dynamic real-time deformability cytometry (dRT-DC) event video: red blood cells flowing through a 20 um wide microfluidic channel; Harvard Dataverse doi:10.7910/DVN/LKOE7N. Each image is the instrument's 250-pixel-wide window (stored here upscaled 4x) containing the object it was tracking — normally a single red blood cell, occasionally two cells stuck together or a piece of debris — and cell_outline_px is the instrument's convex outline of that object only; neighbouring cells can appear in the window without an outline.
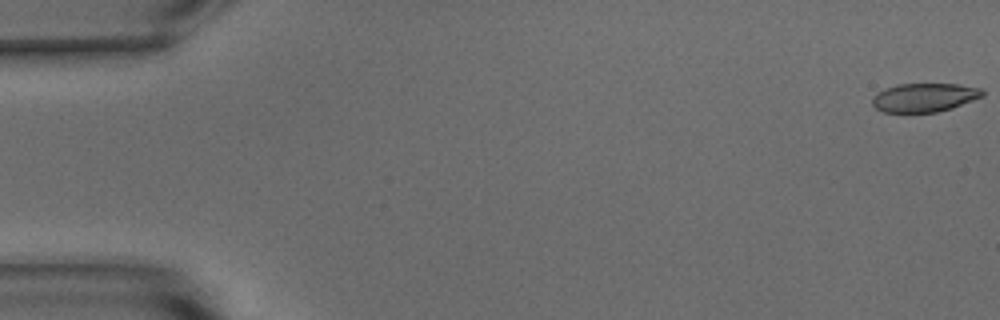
{"species": "common noctule bat (a hibernating species)", "species_latin": "Nyctalus noctula", "temperature_condition": "warm", "stored_images_in_passage": 54, "camera_frame_rate_fps": 3000, "um_per_image_px": 0.085, "animal": {"sex": "male", "body_mass_g": 15.6}, "frame": {"image": 1, "passage_image": 1, "time_ms": 0.0, "image_size_px": [1000, 320], "cell_outline_px": [[984, 96], [952, 108], [936, 112], [884, 112], [876, 108], [872, 104], [872, 100], [880, 92], [896, 84], [956, 84], [984, 88]], "centroid_in_image_um": [78.64, 8.28], "position_along_channel_um": 6.4, "area_um2": 18.26}}
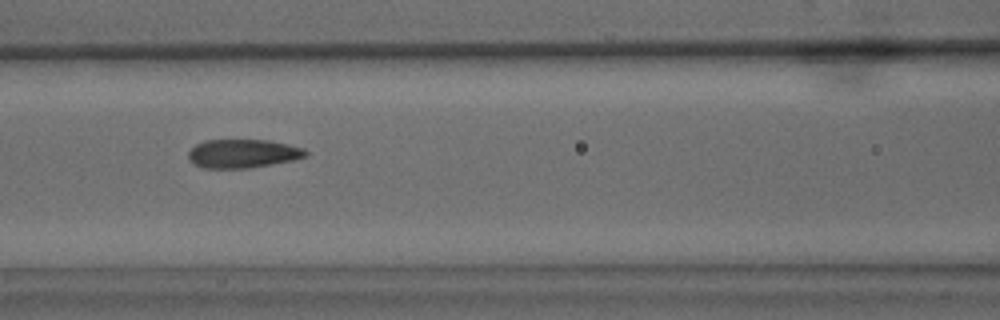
{"frame": {"image": 2, "passage_image": 24, "time_ms": 7.667, "image_size_px": [1000, 320], "cell_outline_px": [[308, 156], [292, 160], [252, 168], [204, 168], [192, 164], [188, 156], [188, 152], [196, 144], [204, 140], [268, 140], [288, 144], [304, 148], [308, 152]], "centroid_in_image_um": [20.64, 13.05], "position_along_channel_um": 146.0, "area_um2": 19.71}}
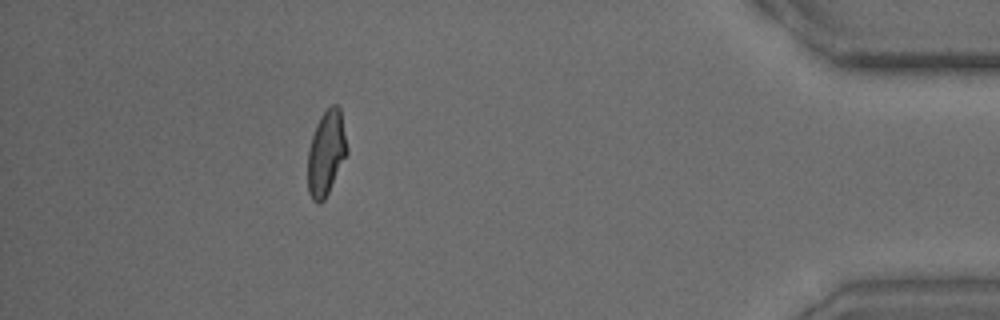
{"frame": {"image": 3, "passage_image": 49, "time_ms": 16.0, "image_size_px": [1000, 320], "cell_outline_px": [[348, 152], [324, 200], [320, 204], [316, 204], [312, 200], [308, 192], [308, 152], [312, 136], [316, 124], [320, 116], [332, 104], [336, 104], [340, 108], [348, 148]], "centroid_in_image_um": [27.72, 13.01], "position_along_channel_um": 407.5, "area_um2": 19.36}, "authors_computed_cell_mechanics": {"area_um2": 19.7676, "velocity_mm_per_s": 3.7612, "shape_relaxation_time_tau1_ms": 5.8805, "shape_relaxation_time_tau2_ms": 1.1946, "deformation_change_tau1": 0.1745, "deformation_change_tau2": 0.0508}}